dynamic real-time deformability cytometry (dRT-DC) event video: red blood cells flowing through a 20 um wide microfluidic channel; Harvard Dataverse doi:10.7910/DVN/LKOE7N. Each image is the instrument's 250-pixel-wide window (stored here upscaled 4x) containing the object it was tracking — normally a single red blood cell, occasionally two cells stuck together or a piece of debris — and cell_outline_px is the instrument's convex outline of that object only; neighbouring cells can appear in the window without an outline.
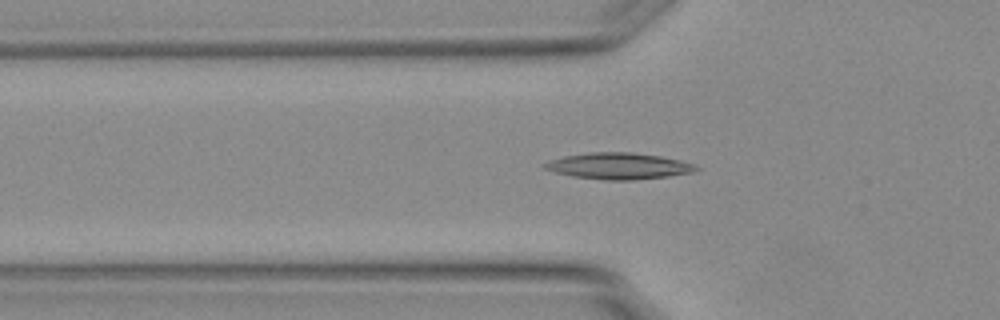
{"species": "Egyptian fruit bat (a non-hibernating species)", "species_latin": "Rousettus aegyptiacus", "temperature_condition": "warm", "stored_images_in_passage": 48, "camera_frame_rate_fps": 3000, "um_per_image_px": 0.085, "animal": {"sex": "female"}, "frame": {"image": 1, "passage_image": 18, "time_ms": 5.667, "image_size_px": [1000, 320], "cell_outline_px": [[700, 168], [692, 172], [668, 176], [632, 180], [604, 180], [572, 176], [556, 172], [544, 168], [544, 164], [548, 160], [564, 156], [588, 152], [632, 152], [660, 156], [680, 160], [692, 164]], "centroid_in_image_um": [52.56, 14.1], "position_along_channel_um": 73.2, "area_um2": 23.12}}
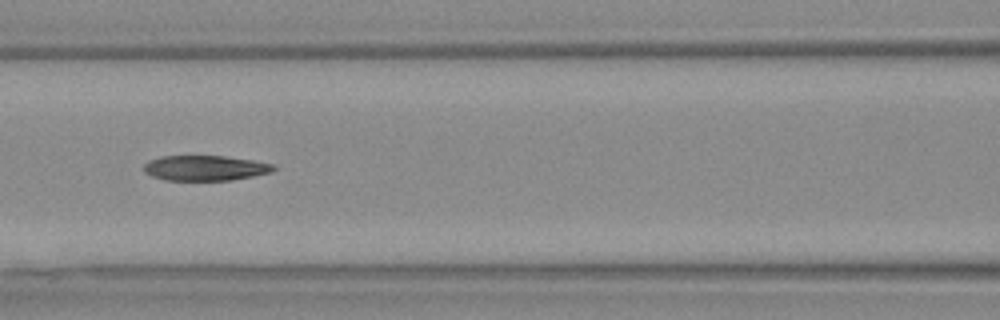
{"frame": {"image": 2, "passage_image": 24, "time_ms": 7.667, "image_size_px": [1000, 320], "cell_outline_px": [[276, 168], [268, 172], [252, 176], [228, 180], [164, 180], [152, 176], [144, 172], [144, 164], [148, 160], [160, 156], [224, 156], [252, 160], [272, 164]], "centroid_in_image_um": [17.36, 14.27], "position_along_channel_um": 149.2, "area_um2": 18.84}}
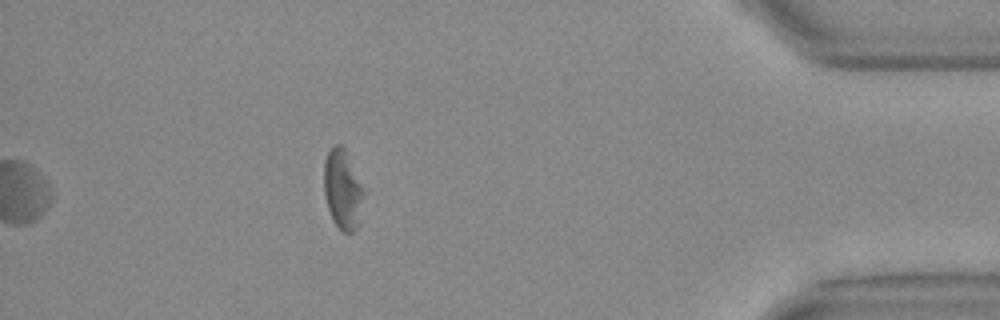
{"frame": {"image": 3, "passage_image": 48, "time_ms": 15.667, "image_size_px": [1000, 320], "cell_outline_px": [[360, 224], [352, 232], [344, 232], [332, 220], [328, 208], [324, 192], [324, 160], [328, 152], [336, 144], [340, 144], [348, 152], [360, 184]], "centroid_in_image_um": [29.07, 16.08], "position_along_channel_um": 406.1, "area_um2": 17.8}, "authors_computed_cell_mechanics": {"area_um2": 20.9525, "velocity_mm_per_s": 3.7684, "shape_relaxation_time_tau1_ms": 5.6247, "shape_relaxation_time_tau2_ms": 7.3054, "deformation_change_tau1": 0.1678, "deformation_change_tau2": 0.1991}}